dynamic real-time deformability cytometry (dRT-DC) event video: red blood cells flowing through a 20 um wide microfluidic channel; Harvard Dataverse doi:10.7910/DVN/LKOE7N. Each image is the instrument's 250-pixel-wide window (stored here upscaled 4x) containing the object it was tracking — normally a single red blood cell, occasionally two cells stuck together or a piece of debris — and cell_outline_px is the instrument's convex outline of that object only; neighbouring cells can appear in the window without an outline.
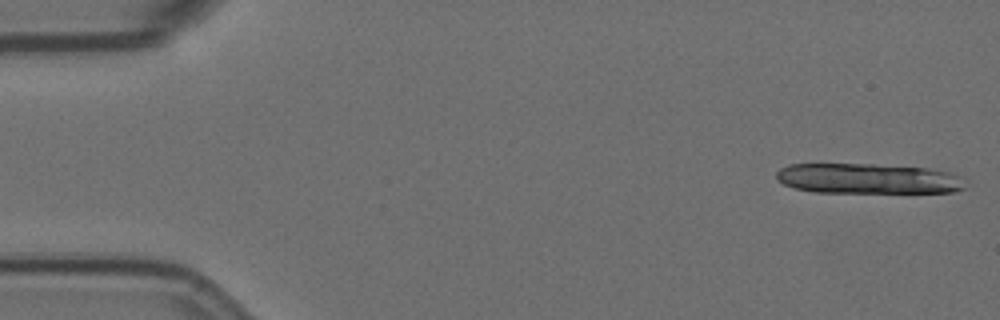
{"species": "Egyptian fruit bat (a non-hibernating species)", "species_latin": "Rousettus aegyptiacus", "temperature_condition": "room temperature", "stored_images_in_passage": 14, "camera_frame_rate_fps": 3000, "um_per_image_px": 0.085, "animal": {"sex": "female"}, "frame": {"image": 1, "passage_image": 1, "time_ms": 0.0, "image_size_px": [1000, 320], "cell_outline_px": [[964, 188], [952, 192], [816, 192], [796, 188], [784, 184], [776, 180], [776, 172], [780, 168], [788, 164], [872, 164], [928, 168], [948, 172], [960, 176]], "centroid_in_image_um": [73.72, 15.17], "position_along_channel_um": 11.3, "area_um2": 33.12}}